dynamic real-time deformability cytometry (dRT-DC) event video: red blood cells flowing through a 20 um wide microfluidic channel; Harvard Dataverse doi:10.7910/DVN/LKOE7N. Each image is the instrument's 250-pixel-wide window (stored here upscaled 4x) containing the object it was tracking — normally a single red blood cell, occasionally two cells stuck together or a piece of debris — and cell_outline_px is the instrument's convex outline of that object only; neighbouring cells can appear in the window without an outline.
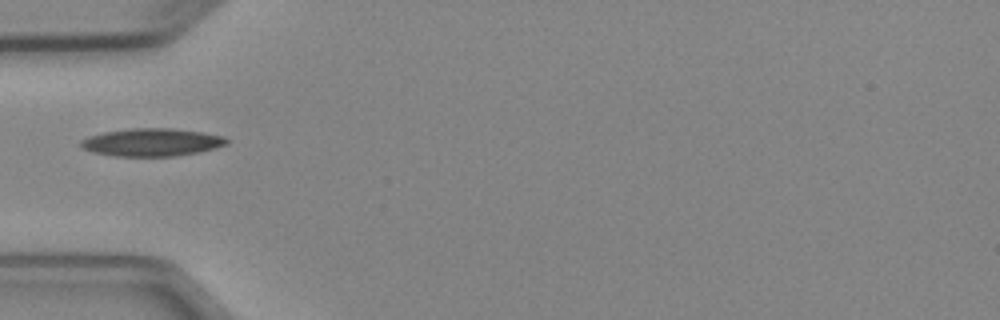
{"species": "Egyptian fruit bat (a non-hibernating species)", "species_latin": "Rousettus aegyptiacus", "temperature_condition": "cold", "stored_images_in_passage": 6, "camera_frame_rate_fps": 3000, "um_per_image_px": 0.085, "animal": {"sex": "female"}, "frame": {"image": 1, "passage_image": 5, "time_ms": 5.0, "image_size_px": [1000, 320], "cell_outline_px": [[228, 144], [216, 148], [200, 152], [176, 156], [112, 156], [92, 152], [84, 148], [80, 144], [80, 140], [88, 136], [104, 132], [132, 128], [172, 128], [204, 132], [224, 136], [228, 140]], "centroid_in_image_um": [12.93, 12.09], "position_along_channel_um": 72.1, "area_um2": 23.81}}